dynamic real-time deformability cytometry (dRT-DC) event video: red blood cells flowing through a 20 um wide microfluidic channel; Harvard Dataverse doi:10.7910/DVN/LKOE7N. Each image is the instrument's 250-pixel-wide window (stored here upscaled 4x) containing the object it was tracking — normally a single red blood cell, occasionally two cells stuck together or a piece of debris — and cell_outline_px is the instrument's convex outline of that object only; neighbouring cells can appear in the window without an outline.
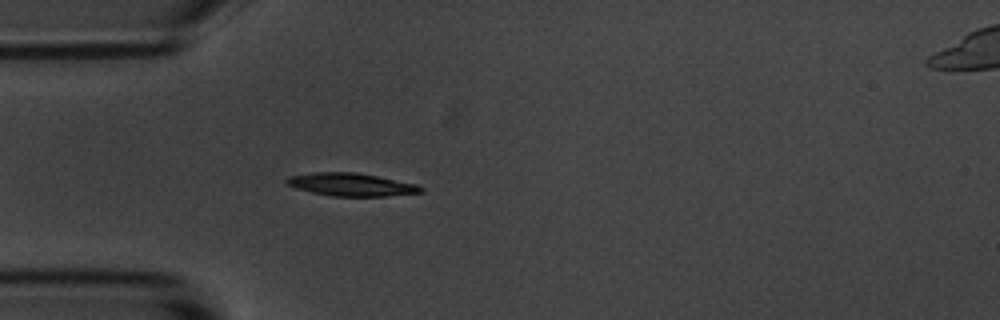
{"species": "common noctule bat (a hibernating species)", "species_latin": "Nyctalus noctula", "temperature_condition": "room temperature", "stored_images_in_passage": 1, "camera_frame_rate_fps": 3000, "um_per_image_px": 0.085, "animal": {"sex": "male", "body_mass_g": 20.1, "forearm_length_mm": 53.5}, "frame": {"image": 1, "passage_image": 1, "time_ms": 0.0, "image_size_px": [1000, 320], "cell_outline_px": [[424, 192], [384, 196], [332, 196], [312, 192], [296, 188], [284, 184], [284, 180], [288, 176], [312, 172], [356, 172], [416, 184], [424, 188]], "centroid_in_image_um": [29.79, 15.68], "position_along_channel_um": 55.2, "area_um2": 17.92}}